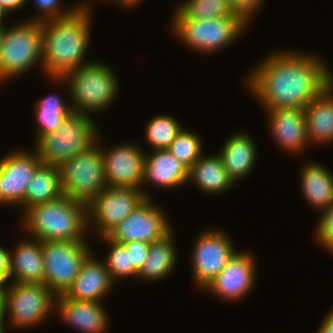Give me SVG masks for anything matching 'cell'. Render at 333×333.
<instances>
[{
  "instance_id": "6da1fadb",
  "label": "cell",
  "mask_w": 333,
  "mask_h": 333,
  "mask_svg": "<svg viewBox=\"0 0 333 333\" xmlns=\"http://www.w3.org/2000/svg\"><path fill=\"white\" fill-rule=\"evenodd\" d=\"M273 52L245 80L262 109H304L333 82V71L319 56L288 49Z\"/></svg>"
},
{
  "instance_id": "7a4b0ae2",
  "label": "cell",
  "mask_w": 333,
  "mask_h": 333,
  "mask_svg": "<svg viewBox=\"0 0 333 333\" xmlns=\"http://www.w3.org/2000/svg\"><path fill=\"white\" fill-rule=\"evenodd\" d=\"M71 15L42 22V62L47 77H63L85 62L91 34V8L87 2Z\"/></svg>"
},
{
  "instance_id": "3957f363",
  "label": "cell",
  "mask_w": 333,
  "mask_h": 333,
  "mask_svg": "<svg viewBox=\"0 0 333 333\" xmlns=\"http://www.w3.org/2000/svg\"><path fill=\"white\" fill-rule=\"evenodd\" d=\"M23 229L40 241H88L87 206L63 195L22 212Z\"/></svg>"
},
{
  "instance_id": "277c9868",
  "label": "cell",
  "mask_w": 333,
  "mask_h": 333,
  "mask_svg": "<svg viewBox=\"0 0 333 333\" xmlns=\"http://www.w3.org/2000/svg\"><path fill=\"white\" fill-rule=\"evenodd\" d=\"M110 68L100 61H90L63 77L49 79L56 84H67L72 110L91 116V112L99 113L116 101L119 82L115 72Z\"/></svg>"
},
{
  "instance_id": "5b68a950",
  "label": "cell",
  "mask_w": 333,
  "mask_h": 333,
  "mask_svg": "<svg viewBox=\"0 0 333 333\" xmlns=\"http://www.w3.org/2000/svg\"><path fill=\"white\" fill-rule=\"evenodd\" d=\"M97 128L91 116L72 111L56 131L42 135L36 141L34 151L42 164L60 166L96 142Z\"/></svg>"
},
{
  "instance_id": "8992f818",
  "label": "cell",
  "mask_w": 333,
  "mask_h": 333,
  "mask_svg": "<svg viewBox=\"0 0 333 333\" xmlns=\"http://www.w3.org/2000/svg\"><path fill=\"white\" fill-rule=\"evenodd\" d=\"M22 22L6 25L0 45V84L22 76L36 64L43 70L42 22Z\"/></svg>"
},
{
  "instance_id": "52a82bcc",
  "label": "cell",
  "mask_w": 333,
  "mask_h": 333,
  "mask_svg": "<svg viewBox=\"0 0 333 333\" xmlns=\"http://www.w3.org/2000/svg\"><path fill=\"white\" fill-rule=\"evenodd\" d=\"M170 30L197 53H213L236 42L247 23L241 16L214 19L172 18Z\"/></svg>"
},
{
  "instance_id": "ba28073f",
  "label": "cell",
  "mask_w": 333,
  "mask_h": 333,
  "mask_svg": "<svg viewBox=\"0 0 333 333\" xmlns=\"http://www.w3.org/2000/svg\"><path fill=\"white\" fill-rule=\"evenodd\" d=\"M99 141L98 134L96 142L87 150L78 153L59 166L64 195L86 206L107 186L102 143Z\"/></svg>"
},
{
  "instance_id": "9c48e42d",
  "label": "cell",
  "mask_w": 333,
  "mask_h": 333,
  "mask_svg": "<svg viewBox=\"0 0 333 333\" xmlns=\"http://www.w3.org/2000/svg\"><path fill=\"white\" fill-rule=\"evenodd\" d=\"M55 300L44 284L12 282L6 288L5 316L14 328H31L55 311Z\"/></svg>"
},
{
  "instance_id": "30bf717a",
  "label": "cell",
  "mask_w": 333,
  "mask_h": 333,
  "mask_svg": "<svg viewBox=\"0 0 333 333\" xmlns=\"http://www.w3.org/2000/svg\"><path fill=\"white\" fill-rule=\"evenodd\" d=\"M44 285L56 296L65 294L91 254L86 241H42Z\"/></svg>"
},
{
  "instance_id": "8fae6325",
  "label": "cell",
  "mask_w": 333,
  "mask_h": 333,
  "mask_svg": "<svg viewBox=\"0 0 333 333\" xmlns=\"http://www.w3.org/2000/svg\"><path fill=\"white\" fill-rule=\"evenodd\" d=\"M145 199L142 190L106 186L87 206L88 230L94 228L96 235L107 236Z\"/></svg>"
},
{
  "instance_id": "7c38bea8",
  "label": "cell",
  "mask_w": 333,
  "mask_h": 333,
  "mask_svg": "<svg viewBox=\"0 0 333 333\" xmlns=\"http://www.w3.org/2000/svg\"><path fill=\"white\" fill-rule=\"evenodd\" d=\"M199 234L191 257L192 279L197 288L204 290L237 251L225 231L207 228Z\"/></svg>"
},
{
  "instance_id": "4fadbf2b",
  "label": "cell",
  "mask_w": 333,
  "mask_h": 333,
  "mask_svg": "<svg viewBox=\"0 0 333 333\" xmlns=\"http://www.w3.org/2000/svg\"><path fill=\"white\" fill-rule=\"evenodd\" d=\"M165 212L146 198L107 236L119 243L141 241L152 243L171 232Z\"/></svg>"
},
{
  "instance_id": "5bb4252c",
  "label": "cell",
  "mask_w": 333,
  "mask_h": 333,
  "mask_svg": "<svg viewBox=\"0 0 333 333\" xmlns=\"http://www.w3.org/2000/svg\"><path fill=\"white\" fill-rule=\"evenodd\" d=\"M101 148L107 186L136 188L142 190L146 198H150L151 195L142 188L146 152L133 143H123L110 150Z\"/></svg>"
},
{
  "instance_id": "9a60e30c",
  "label": "cell",
  "mask_w": 333,
  "mask_h": 333,
  "mask_svg": "<svg viewBox=\"0 0 333 333\" xmlns=\"http://www.w3.org/2000/svg\"><path fill=\"white\" fill-rule=\"evenodd\" d=\"M16 151L0 160V204L16 205L24 212L27 185L42 161L36 151Z\"/></svg>"
},
{
  "instance_id": "2e32d148",
  "label": "cell",
  "mask_w": 333,
  "mask_h": 333,
  "mask_svg": "<svg viewBox=\"0 0 333 333\" xmlns=\"http://www.w3.org/2000/svg\"><path fill=\"white\" fill-rule=\"evenodd\" d=\"M254 258L248 250L237 251L204 291H210L222 301H240L255 285L257 264Z\"/></svg>"
},
{
  "instance_id": "e0dca14e",
  "label": "cell",
  "mask_w": 333,
  "mask_h": 333,
  "mask_svg": "<svg viewBox=\"0 0 333 333\" xmlns=\"http://www.w3.org/2000/svg\"><path fill=\"white\" fill-rule=\"evenodd\" d=\"M268 115L274 142L291 155L300 154L308 147L305 110L302 108L264 109Z\"/></svg>"
},
{
  "instance_id": "ac0fdd59",
  "label": "cell",
  "mask_w": 333,
  "mask_h": 333,
  "mask_svg": "<svg viewBox=\"0 0 333 333\" xmlns=\"http://www.w3.org/2000/svg\"><path fill=\"white\" fill-rule=\"evenodd\" d=\"M102 302L78 301L64 294L56 296L55 311L81 333H104L109 327V317Z\"/></svg>"
},
{
  "instance_id": "d6986e66",
  "label": "cell",
  "mask_w": 333,
  "mask_h": 333,
  "mask_svg": "<svg viewBox=\"0 0 333 333\" xmlns=\"http://www.w3.org/2000/svg\"><path fill=\"white\" fill-rule=\"evenodd\" d=\"M114 285L105 263L94 257L92 252L82 263L78 275L64 295L78 301L102 302Z\"/></svg>"
},
{
  "instance_id": "ffe728a7",
  "label": "cell",
  "mask_w": 333,
  "mask_h": 333,
  "mask_svg": "<svg viewBox=\"0 0 333 333\" xmlns=\"http://www.w3.org/2000/svg\"><path fill=\"white\" fill-rule=\"evenodd\" d=\"M145 157L142 187L145 184L162 189H176L188 182L189 169L168 149H154Z\"/></svg>"
},
{
  "instance_id": "44dd1931",
  "label": "cell",
  "mask_w": 333,
  "mask_h": 333,
  "mask_svg": "<svg viewBox=\"0 0 333 333\" xmlns=\"http://www.w3.org/2000/svg\"><path fill=\"white\" fill-rule=\"evenodd\" d=\"M9 260V281L44 284L42 241L34 238L25 241L22 239L13 251L10 250Z\"/></svg>"
},
{
  "instance_id": "7402d4cb",
  "label": "cell",
  "mask_w": 333,
  "mask_h": 333,
  "mask_svg": "<svg viewBox=\"0 0 333 333\" xmlns=\"http://www.w3.org/2000/svg\"><path fill=\"white\" fill-rule=\"evenodd\" d=\"M256 144L249 134L243 131L233 133L225 141L219 155L229 177L236 182L248 176L256 165Z\"/></svg>"
},
{
  "instance_id": "603a6c76",
  "label": "cell",
  "mask_w": 333,
  "mask_h": 333,
  "mask_svg": "<svg viewBox=\"0 0 333 333\" xmlns=\"http://www.w3.org/2000/svg\"><path fill=\"white\" fill-rule=\"evenodd\" d=\"M309 144L333 141V82L304 108Z\"/></svg>"
},
{
  "instance_id": "cb8c5ba5",
  "label": "cell",
  "mask_w": 333,
  "mask_h": 333,
  "mask_svg": "<svg viewBox=\"0 0 333 333\" xmlns=\"http://www.w3.org/2000/svg\"><path fill=\"white\" fill-rule=\"evenodd\" d=\"M188 181H192L199 190L212 195H222L235 185L224 168L219 153L209 156L203 153L189 169Z\"/></svg>"
},
{
  "instance_id": "d4e9b609",
  "label": "cell",
  "mask_w": 333,
  "mask_h": 333,
  "mask_svg": "<svg viewBox=\"0 0 333 333\" xmlns=\"http://www.w3.org/2000/svg\"><path fill=\"white\" fill-rule=\"evenodd\" d=\"M302 194L316 211L333 203V173L320 163H307L300 173Z\"/></svg>"
},
{
  "instance_id": "484cf974",
  "label": "cell",
  "mask_w": 333,
  "mask_h": 333,
  "mask_svg": "<svg viewBox=\"0 0 333 333\" xmlns=\"http://www.w3.org/2000/svg\"><path fill=\"white\" fill-rule=\"evenodd\" d=\"M171 231L160 240L150 244L147 259L137 273V277L145 281H161L168 277L176 265L177 252Z\"/></svg>"
},
{
  "instance_id": "4316f807",
  "label": "cell",
  "mask_w": 333,
  "mask_h": 333,
  "mask_svg": "<svg viewBox=\"0 0 333 333\" xmlns=\"http://www.w3.org/2000/svg\"><path fill=\"white\" fill-rule=\"evenodd\" d=\"M63 195L59 166L41 164L27 185L24 210L57 200Z\"/></svg>"
},
{
  "instance_id": "83f0119b",
  "label": "cell",
  "mask_w": 333,
  "mask_h": 333,
  "mask_svg": "<svg viewBox=\"0 0 333 333\" xmlns=\"http://www.w3.org/2000/svg\"><path fill=\"white\" fill-rule=\"evenodd\" d=\"M34 113L37 120L36 141L45 134L56 131L65 117L73 110L70 103L64 102L59 95L50 94L35 102Z\"/></svg>"
},
{
  "instance_id": "f1b7e54d",
  "label": "cell",
  "mask_w": 333,
  "mask_h": 333,
  "mask_svg": "<svg viewBox=\"0 0 333 333\" xmlns=\"http://www.w3.org/2000/svg\"><path fill=\"white\" fill-rule=\"evenodd\" d=\"M173 18L214 19L237 14L230 0H185L178 4Z\"/></svg>"
},
{
  "instance_id": "f546056e",
  "label": "cell",
  "mask_w": 333,
  "mask_h": 333,
  "mask_svg": "<svg viewBox=\"0 0 333 333\" xmlns=\"http://www.w3.org/2000/svg\"><path fill=\"white\" fill-rule=\"evenodd\" d=\"M182 128L179 121L173 116L160 114L148 121L144 134L151 150L167 149Z\"/></svg>"
},
{
  "instance_id": "4dcf8cb0",
  "label": "cell",
  "mask_w": 333,
  "mask_h": 333,
  "mask_svg": "<svg viewBox=\"0 0 333 333\" xmlns=\"http://www.w3.org/2000/svg\"><path fill=\"white\" fill-rule=\"evenodd\" d=\"M101 240H105L104 243L109 247V253L103 262L112 281L116 284L121 278L125 280V278L137 277L138 270L134 265H130V249H126L123 243L116 242L108 236L101 237Z\"/></svg>"
},
{
  "instance_id": "1f68e13d",
  "label": "cell",
  "mask_w": 333,
  "mask_h": 333,
  "mask_svg": "<svg viewBox=\"0 0 333 333\" xmlns=\"http://www.w3.org/2000/svg\"><path fill=\"white\" fill-rule=\"evenodd\" d=\"M201 142L198 133L183 127L167 149L190 169L204 153Z\"/></svg>"
},
{
  "instance_id": "d6a6232c",
  "label": "cell",
  "mask_w": 333,
  "mask_h": 333,
  "mask_svg": "<svg viewBox=\"0 0 333 333\" xmlns=\"http://www.w3.org/2000/svg\"><path fill=\"white\" fill-rule=\"evenodd\" d=\"M62 0H33L36 10H38V15L29 18L28 21H38L43 22L47 20L63 18L73 14L79 6H70L69 8H63L61 5ZM67 9V10H66Z\"/></svg>"
},
{
  "instance_id": "836d02e7",
  "label": "cell",
  "mask_w": 333,
  "mask_h": 333,
  "mask_svg": "<svg viewBox=\"0 0 333 333\" xmlns=\"http://www.w3.org/2000/svg\"><path fill=\"white\" fill-rule=\"evenodd\" d=\"M321 213L316 225V240L320 246L333 254V203Z\"/></svg>"
},
{
  "instance_id": "e575fe53",
  "label": "cell",
  "mask_w": 333,
  "mask_h": 333,
  "mask_svg": "<svg viewBox=\"0 0 333 333\" xmlns=\"http://www.w3.org/2000/svg\"><path fill=\"white\" fill-rule=\"evenodd\" d=\"M123 244L126 249H130V265H134V267L139 271L148 257L151 243L134 241Z\"/></svg>"
},
{
  "instance_id": "d590c367",
  "label": "cell",
  "mask_w": 333,
  "mask_h": 333,
  "mask_svg": "<svg viewBox=\"0 0 333 333\" xmlns=\"http://www.w3.org/2000/svg\"><path fill=\"white\" fill-rule=\"evenodd\" d=\"M234 11L247 23L252 22L253 16L262 8L263 0H230Z\"/></svg>"
},
{
  "instance_id": "8d00e7d4",
  "label": "cell",
  "mask_w": 333,
  "mask_h": 333,
  "mask_svg": "<svg viewBox=\"0 0 333 333\" xmlns=\"http://www.w3.org/2000/svg\"><path fill=\"white\" fill-rule=\"evenodd\" d=\"M29 0H0V6L3 8L6 14L19 11L22 7H25Z\"/></svg>"
},
{
  "instance_id": "74e56055",
  "label": "cell",
  "mask_w": 333,
  "mask_h": 333,
  "mask_svg": "<svg viewBox=\"0 0 333 333\" xmlns=\"http://www.w3.org/2000/svg\"><path fill=\"white\" fill-rule=\"evenodd\" d=\"M10 250L0 246V271L8 278L10 271Z\"/></svg>"
},
{
  "instance_id": "f35d334b",
  "label": "cell",
  "mask_w": 333,
  "mask_h": 333,
  "mask_svg": "<svg viewBox=\"0 0 333 333\" xmlns=\"http://www.w3.org/2000/svg\"><path fill=\"white\" fill-rule=\"evenodd\" d=\"M316 333H333V309L326 314Z\"/></svg>"
},
{
  "instance_id": "ab89813d",
  "label": "cell",
  "mask_w": 333,
  "mask_h": 333,
  "mask_svg": "<svg viewBox=\"0 0 333 333\" xmlns=\"http://www.w3.org/2000/svg\"><path fill=\"white\" fill-rule=\"evenodd\" d=\"M6 288L0 289V317L5 316Z\"/></svg>"
},
{
  "instance_id": "60d3db41",
  "label": "cell",
  "mask_w": 333,
  "mask_h": 333,
  "mask_svg": "<svg viewBox=\"0 0 333 333\" xmlns=\"http://www.w3.org/2000/svg\"><path fill=\"white\" fill-rule=\"evenodd\" d=\"M144 2V0H123V7L125 8H134L135 6L139 5L140 3Z\"/></svg>"
},
{
  "instance_id": "b9f144b4",
  "label": "cell",
  "mask_w": 333,
  "mask_h": 333,
  "mask_svg": "<svg viewBox=\"0 0 333 333\" xmlns=\"http://www.w3.org/2000/svg\"><path fill=\"white\" fill-rule=\"evenodd\" d=\"M8 278L0 271V289L8 287Z\"/></svg>"
},
{
  "instance_id": "7bdbcfd3",
  "label": "cell",
  "mask_w": 333,
  "mask_h": 333,
  "mask_svg": "<svg viewBox=\"0 0 333 333\" xmlns=\"http://www.w3.org/2000/svg\"><path fill=\"white\" fill-rule=\"evenodd\" d=\"M5 319H6V317H0V333H6V330H5L6 327L4 326L6 324Z\"/></svg>"
},
{
  "instance_id": "ee69618b",
  "label": "cell",
  "mask_w": 333,
  "mask_h": 333,
  "mask_svg": "<svg viewBox=\"0 0 333 333\" xmlns=\"http://www.w3.org/2000/svg\"><path fill=\"white\" fill-rule=\"evenodd\" d=\"M7 17V14L5 13V11L3 10V8L0 6V24H5L3 19H5Z\"/></svg>"
},
{
  "instance_id": "f6af8a7d",
  "label": "cell",
  "mask_w": 333,
  "mask_h": 333,
  "mask_svg": "<svg viewBox=\"0 0 333 333\" xmlns=\"http://www.w3.org/2000/svg\"><path fill=\"white\" fill-rule=\"evenodd\" d=\"M6 26L4 24H0V45L4 36V32H5Z\"/></svg>"
},
{
  "instance_id": "bcb514c9",
  "label": "cell",
  "mask_w": 333,
  "mask_h": 333,
  "mask_svg": "<svg viewBox=\"0 0 333 333\" xmlns=\"http://www.w3.org/2000/svg\"><path fill=\"white\" fill-rule=\"evenodd\" d=\"M101 1V0H100ZM103 1H106L107 3H117L119 4V6H122L123 7V0H103Z\"/></svg>"
}]
</instances>
